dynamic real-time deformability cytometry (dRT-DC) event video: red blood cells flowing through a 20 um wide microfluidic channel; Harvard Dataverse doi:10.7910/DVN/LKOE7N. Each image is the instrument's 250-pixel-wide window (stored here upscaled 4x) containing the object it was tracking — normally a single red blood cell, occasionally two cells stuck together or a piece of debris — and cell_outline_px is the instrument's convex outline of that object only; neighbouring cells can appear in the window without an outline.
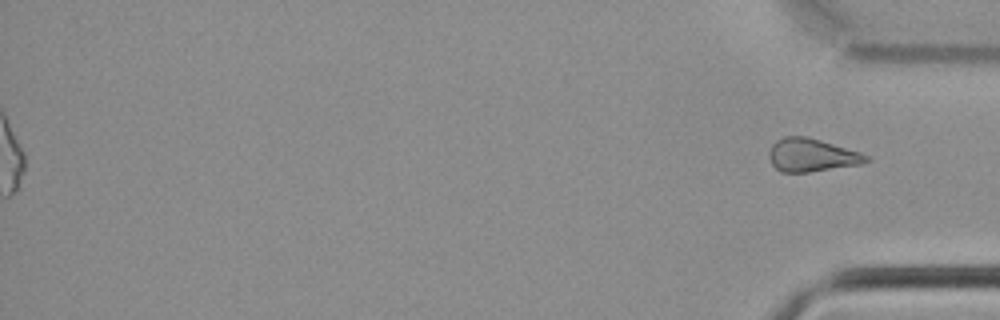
{"species": "common noctule bat (a hibernating species)", "species_latin": "Nyctalus noctula", "temperature_condition": "cold", "stored_images_in_passage": 47, "segment_of_instrument_passage": [2, 2], "camera_frame_rate_fps": 3000, "um_per_image_px": 0.085, "animal": {"sex": "male", "body_mass_g": 21.5, "forearm_length_mm": 52.0}, "frame": {"image": 1, "passage_image": 47, "time_ms": 15.333, "image_size_px": [1000, 320], "cell_outline_px": [[872, 160], [860, 164], [808, 172], [780, 172], [772, 164], [768, 156], [768, 152], [772, 144], [776, 140], [784, 136], [808, 136], [860, 152], [868, 156]], "centroid_in_image_um": [68.97, 13.17], "position_along_channel_um": 366.2, "area_um2": 18.79}}